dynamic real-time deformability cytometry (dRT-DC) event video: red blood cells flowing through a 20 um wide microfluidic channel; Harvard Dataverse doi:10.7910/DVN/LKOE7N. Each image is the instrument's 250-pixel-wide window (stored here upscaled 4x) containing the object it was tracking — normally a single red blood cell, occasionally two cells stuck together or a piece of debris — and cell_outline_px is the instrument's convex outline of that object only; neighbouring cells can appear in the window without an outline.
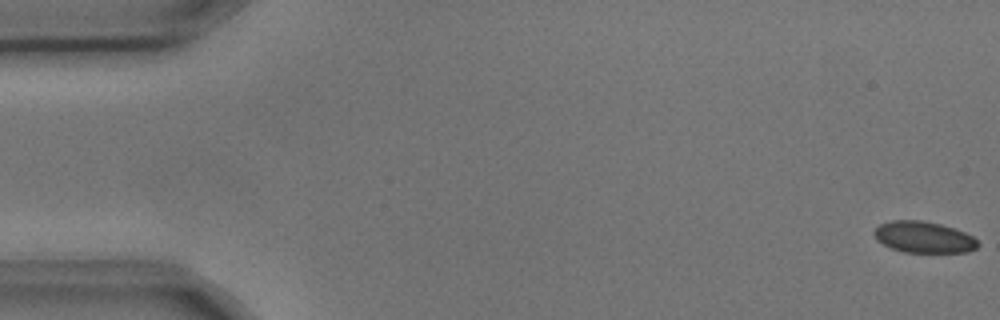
{"species": "common noctule bat (a hibernating species)", "species_latin": "Nyctalus noctula", "temperature_condition": "cold", "stored_images_in_passage": 6, "camera_frame_rate_fps": 3000, "um_per_image_px": 0.085, "animal": {"sex": "male", "body_mass_g": 17.9, "forearm_length_mm": 54.2}, "frame": {"image": 1, "passage_image": 1, "time_ms": 0.0, "image_size_px": [1000, 320], "cell_outline_px": [[980, 244], [976, 248], [968, 252], [904, 252], [892, 248], [876, 240], [872, 232], [880, 224], [892, 220], [924, 220], [940, 224], [964, 232], [972, 236]], "centroid_in_image_um": [78.5, 20.15], "position_along_channel_um": 6.5, "area_um2": 18.9}}